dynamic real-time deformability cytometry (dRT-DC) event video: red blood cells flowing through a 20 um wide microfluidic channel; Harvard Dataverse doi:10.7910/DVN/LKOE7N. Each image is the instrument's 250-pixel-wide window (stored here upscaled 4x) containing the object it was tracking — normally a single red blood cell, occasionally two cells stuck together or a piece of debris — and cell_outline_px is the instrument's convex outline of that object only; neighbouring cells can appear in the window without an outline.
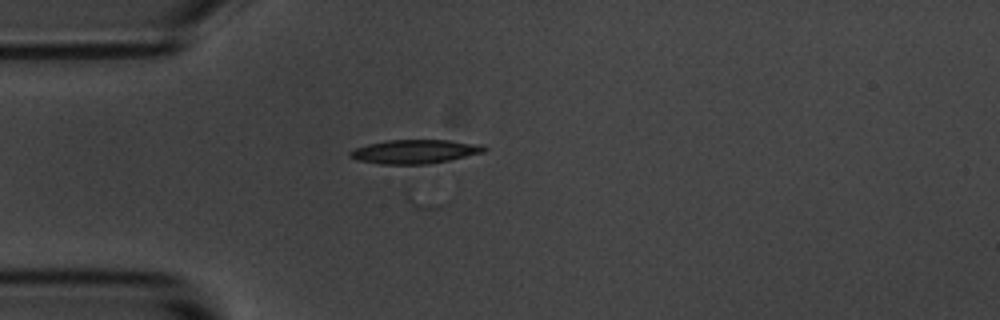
{"species": "common noctule bat (a hibernating species)", "species_latin": "Nyctalus noctula", "temperature_condition": "room temperature", "stored_images_in_passage": 5, "camera_frame_rate_fps": 3000, "um_per_image_px": 0.085, "animal": {"sex": "male", "body_mass_g": 20.1, "forearm_length_mm": 53.5}, "frame": {"image": 1, "passage_image": 5, "time_ms": 5.333, "image_size_px": [1000, 320], "cell_outline_px": [[488, 148], [484, 152], [448, 160], [428, 164], [380, 164], [356, 160], [348, 156], [348, 152], [356, 148], [368, 144], [388, 140], [452, 140], [480, 144]], "centroid_in_image_um": [35.24, 12.88], "position_along_channel_um": 49.8, "area_um2": 18.67}}